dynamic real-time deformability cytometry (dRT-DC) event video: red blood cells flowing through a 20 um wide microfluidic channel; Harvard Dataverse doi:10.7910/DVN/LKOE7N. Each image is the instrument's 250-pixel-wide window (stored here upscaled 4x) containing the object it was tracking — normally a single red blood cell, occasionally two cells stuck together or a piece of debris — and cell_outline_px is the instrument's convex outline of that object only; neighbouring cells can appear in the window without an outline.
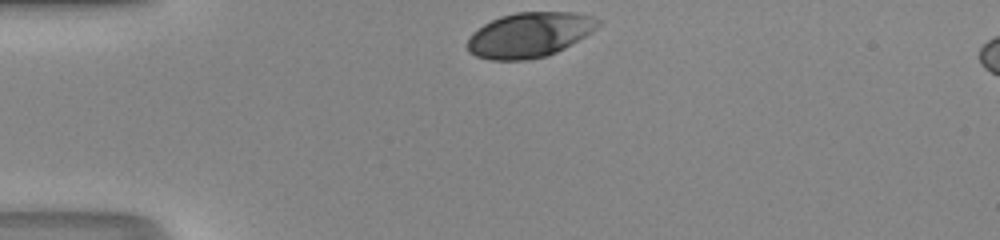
{"species": "human", "species_latin": "Homo sapiens", "temperature_condition": "room temperature", "stored_images_in_passage": 29, "camera_frame_rate_fps": 3000, "um_per_image_px": 0.085, "donor": {"sex": "male"}, "frame": {"image": 1, "passage_image": 1, "time_ms": 0.0, "image_size_px": [1000, 240], "cell_outline_px": [[600, 24], [592, 32], [564, 48], [548, 56], [528, 60], [488, 60], [476, 56], [468, 52], [468, 40], [472, 32], [484, 24], [500, 16], [516, 12], [568, 12], [592, 16], [600, 20]], "centroid_in_image_um": [44.99, 2.97], "position_along_channel_um": 40.0, "area_um2": 34.22}}
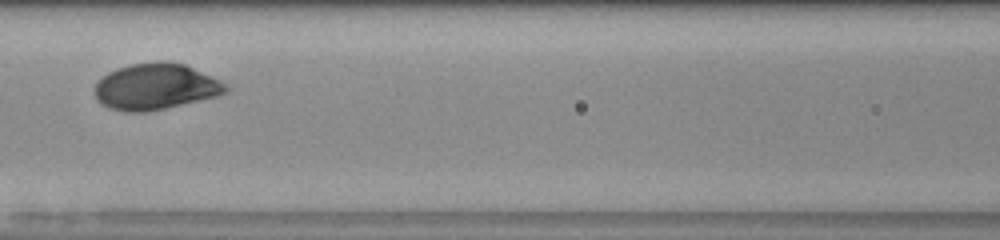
{"frame": {"image": 2, "passage_image": 12, "time_ms": 3.667, "image_size_px": [1000, 240], "cell_outline_px": [[228, 92], [220, 96], [148, 112], [124, 112], [108, 108], [100, 104], [96, 100], [92, 92], [96, 84], [108, 72], [116, 68], [132, 64], [156, 60], [168, 60], [184, 64], [220, 80], [228, 84]], "centroid_in_image_um": [13.22, 7.37], "position_along_channel_um": 153.4, "area_um2": 35.95}}
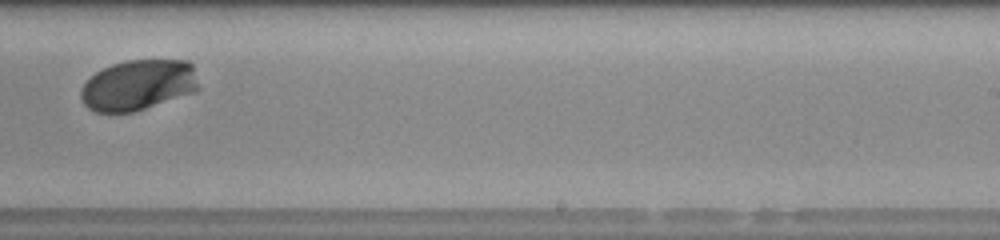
{"frame": {"image": 3, "passage_image": 21, "time_ms": 6.667, "image_size_px": [1000, 240], "cell_outline_px": [[200, 88], [196, 92], [132, 112], [96, 112], [88, 108], [84, 104], [80, 96], [80, 88], [96, 72], [112, 64], [124, 60], [188, 60], [192, 64]], "centroid_in_image_um": [11.76, 7.22], "position_along_channel_um": 277.2, "area_um2": 34.8}, "authors_computed_cell_mechanics": {"area_um2": 35.0268, "velocity_mm_per_s": 4.1395, "shape_relaxation_time_tau1_ms": 1.7394, "shape_relaxation_time_tau2_ms": null, "deformation_change_tau1": 0.1293, "deformation_change_tau2": null}}